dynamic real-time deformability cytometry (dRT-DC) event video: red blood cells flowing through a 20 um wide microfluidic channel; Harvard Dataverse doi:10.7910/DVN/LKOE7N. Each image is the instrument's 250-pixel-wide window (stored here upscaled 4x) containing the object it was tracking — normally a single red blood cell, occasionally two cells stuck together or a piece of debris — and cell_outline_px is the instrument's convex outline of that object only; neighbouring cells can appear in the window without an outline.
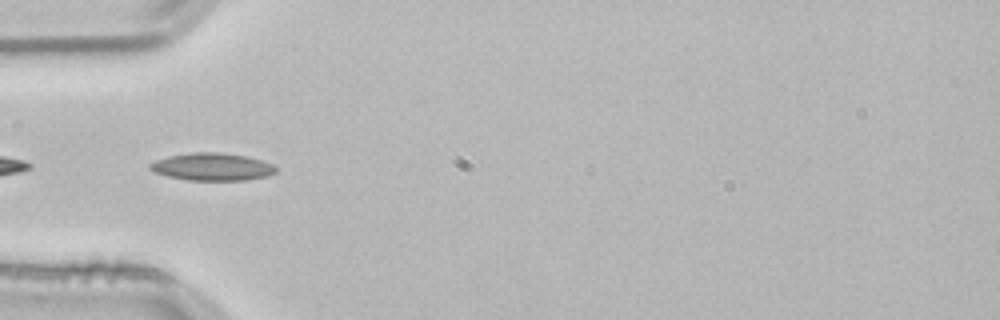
{"species": "common noctule bat (a hibernating species)", "species_latin": "Nyctalus noctula", "temperature_condition": "room temperature", "stored_images_in_passage": 7, "camera_frame_rate_fps": 3000, "um_per_image_px": 0.085, "animal": {"sex": "male", "body_mass_g": 21.5, "forearm_length_mm": 52.0}, "frame": {"image": 1, "passage_image": 3, "time_ms": 0.667, "image_size_px": [1000, 320], "cell_outline_px": [[276, 172], [268, 176], [244, 180], [188, 180], [168, 176], [152, 172], [148, 168], [148, 164], [156, 160], [168, 156], [192, 152], [220, 152], [244, 156], [260, 160], [272, 164], [276, 168]], "centroid_in_image_um": [17.99, 14.18], "position_along_channel_um": 67.0, "area_um2": 20.17}}